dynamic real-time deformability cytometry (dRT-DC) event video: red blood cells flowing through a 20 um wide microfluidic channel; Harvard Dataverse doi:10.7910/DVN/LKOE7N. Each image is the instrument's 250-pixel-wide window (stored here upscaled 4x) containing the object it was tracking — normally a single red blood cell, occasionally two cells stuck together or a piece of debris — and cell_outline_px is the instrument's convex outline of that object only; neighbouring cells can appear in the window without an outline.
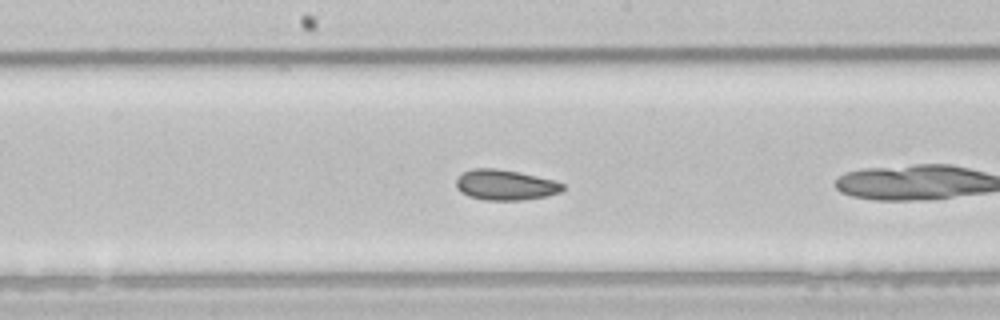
{"species": "common noctule bat (a hibernating species)", "species_latin": "Nyctalus noctula", "temperature_condition": "room temperature", "stored_images_in_passage": 38, "camera_frame_rate_fps": 3000, "um_per_image_px": 0.085, "animal": {"sex": "male", "body_mass_g": 21.5, "forearm_length_mm": 52.0}, "frame": {"image": 1, "passage_image": 12, "time_ms": 3.667, "image_size_px": [1000, 320], "cell_outline_px": [[564, 188], [560, 192], [548, 196], [520, 200], [484, 200], [468, 196], [460, 192], [456, 188], [456, 180], [464, 172], [472, 168], [496, 168], [536, 176], [552, 180], [564, 184]], "centroid_in_image_um": [42.92, 15.73], "position_along_channel_um": 205.3, "area_um2": 18.79}, "authors_computed_cell_mechanics": {"area_um2": 19.2763, "velocity_mm_per_s": 3.8945, "shape_relaxation_time_tau1_ms": 5.5862, "shape_relaxation_time_tau2_ms": 5.4821, "deformation_change_tau1": 0.0854, "deformation_change_tau2": 0.069}}